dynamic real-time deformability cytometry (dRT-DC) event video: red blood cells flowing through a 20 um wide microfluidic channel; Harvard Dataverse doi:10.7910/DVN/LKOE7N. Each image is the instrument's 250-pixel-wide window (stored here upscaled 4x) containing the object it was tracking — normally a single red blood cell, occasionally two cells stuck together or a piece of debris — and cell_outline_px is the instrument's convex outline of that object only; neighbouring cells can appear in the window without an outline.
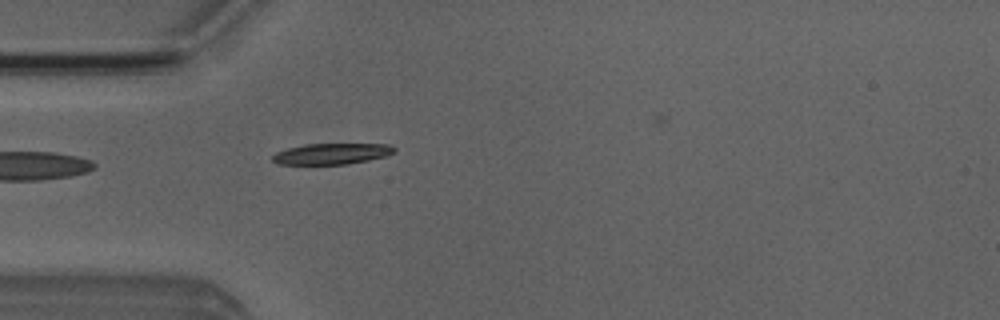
{"species": "Egyptian fruit bat (a non-hibernating species)", "species_latin": "Rousettus aegyptiacus", "temperature_condition": "room temperature", "stored_images_in_passage": 32, "camera_frame_rate_fps": 3000, "um_per_image_px": 0.085, "animal": {"sex": "male"}, "frame": {"image": 1, "passage_image": 1, "time_ms": 0.0, "image_size_px": [1000, 320], "cell_outline_px": [[396, 152], [388, 156], [348, 164], [280, 164], [272, 160], [272, 156], [276, 152], [288, 148], [304, 144], [388, 144], [396, 148]], "centroid_in_image_um": [28.24, 13.07], "position_along_channel_um": 56.8, "area_um2": 14.91}}
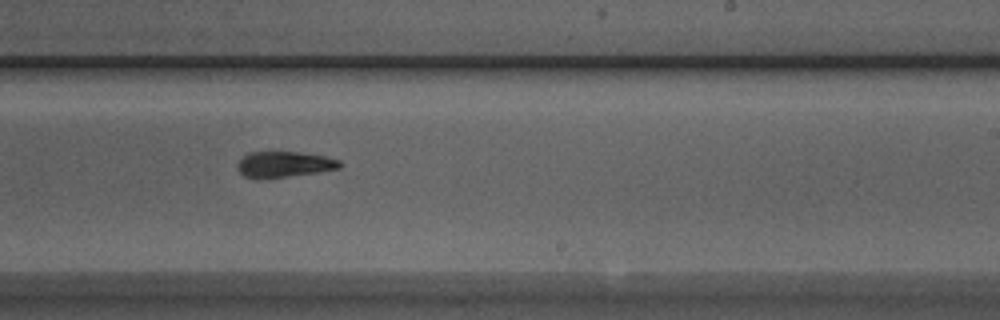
{"frame": {"image": 2, "passage_image": 17, "time_ms": 5.333, "image_size_px": [1000, 320], "cell_outline_px": [[344, 164], [340, 168], [320, 172], [268, 180], [256, 180], [244, 176], [236, 168], [236, 164], [248, 152], [300, 152], [324, 156], [340, 160]], "centroid_in_image_um": [24.14, 14.01], "position_along_channel_um": 264.9, "area_um2": 16.01}, "authors_computed_cell_mechanics": {"area_um2": 15.7216, "velocity_mm_per_s": 3.9638, "shape_relaxation_time_tau1_ms": 4.7113, "shape_relaxation_time_tau2_ms": 3.8535, "deformation_change_tau1": 0.1892, "deformation_change_tau2": 0.1199}}